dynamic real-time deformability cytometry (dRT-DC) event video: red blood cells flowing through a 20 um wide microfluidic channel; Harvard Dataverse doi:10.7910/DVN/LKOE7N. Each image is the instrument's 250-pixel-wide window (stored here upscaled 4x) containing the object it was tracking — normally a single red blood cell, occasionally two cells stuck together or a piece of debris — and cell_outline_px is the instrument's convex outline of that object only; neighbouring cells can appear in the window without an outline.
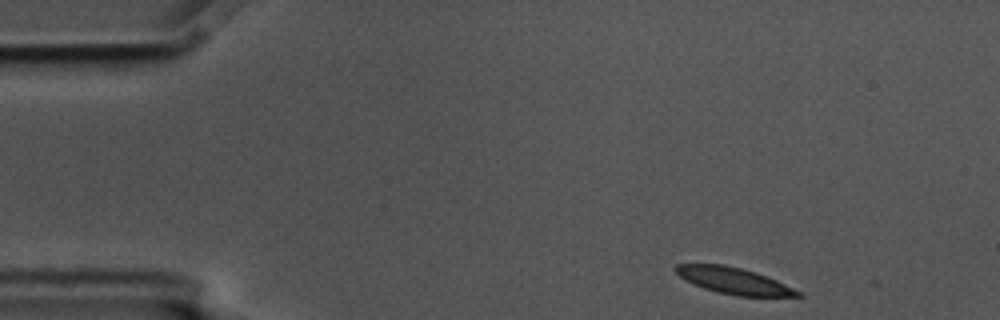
{"species": "common noctule bat (a hibernating species)", "species_latin": "Nyctalus noctula", "temperature_condition": "cold", "stored_images_in_passage": 2, "camera_frame_rate_fps": 3000, "um_per_image_px": 0.085, "animal": {"sex": "male", "body_mass_g": 17.5, "forearm_length_mm": 52.3}, "frame": {"image": 1, "passage_image": 1, "time_ms": 0.0, "image_size_px": [1000, 320], "cell_outline_px": [[804, 296], [736, 296], [716, 292], [704, 288], [680, 276], [672, 268], [676, 264], [724, 264], [756, 272], [776, 280], [800, 292]], "centroid_in_image_um": [62.35, 23.85], "position_along_channel_um": 22.6, "area_um2": 18.5}}